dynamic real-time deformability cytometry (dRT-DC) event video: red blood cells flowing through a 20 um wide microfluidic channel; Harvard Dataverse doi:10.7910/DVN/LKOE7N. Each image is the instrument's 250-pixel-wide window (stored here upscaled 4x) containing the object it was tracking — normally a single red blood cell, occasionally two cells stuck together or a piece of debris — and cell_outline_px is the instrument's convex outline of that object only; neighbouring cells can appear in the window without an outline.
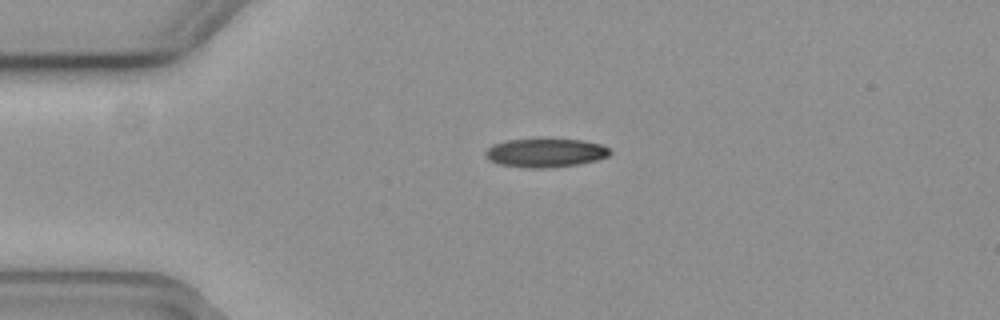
{"species": "common noctule bat (a hibernating species)", "species_latin": "Nyctalus noctula", "temperature_condition": "cold", "stored_images_in_passage": 37, "camera_frame_rate_fps": 3000, "um_per_image_px": 0.085, "animal": {"sex": "female", "body_mass_g": 19.3, "forearm_length_mm": 54.1}, "frame": {"image": 1, "passage_image": 1, "time_ms": 0.0, "image_size_px": [1000, 320], "cell_outline_px": [[612, 152], [608, 156], [596, 160], [580, 164], [552, 168], [524, 168], [496, 164], [488, 160], [484, 156], [484, 152], [492, 144], [508, 140], [580, 140], [600, 144], [608, 148]], "centroid_in_image_um": [46.31, 13.02], "position_along_channel_um": 38.7, "area_um2": 20.87}}
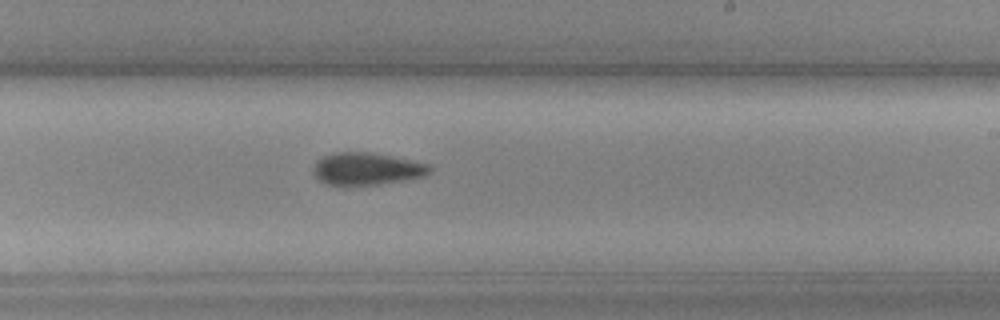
{"frame": {"image": 2, "passage_image": 21, "time_ms": 6.667, "image_size_px": [1000, 320], "cell_outline_px": [[432, 172], [424, 176], [408, 180], [380, 184], [344, 188], [328, 184], [320, 180], [312, 172], [312, 168], [316, 160], [324, 156], [336, 152], [368, 152], [432, 164]], "centroid_in_image_um": [31.17, 14.39], "position_along_channel_um": 257.8, "area_um2": 22.6}}
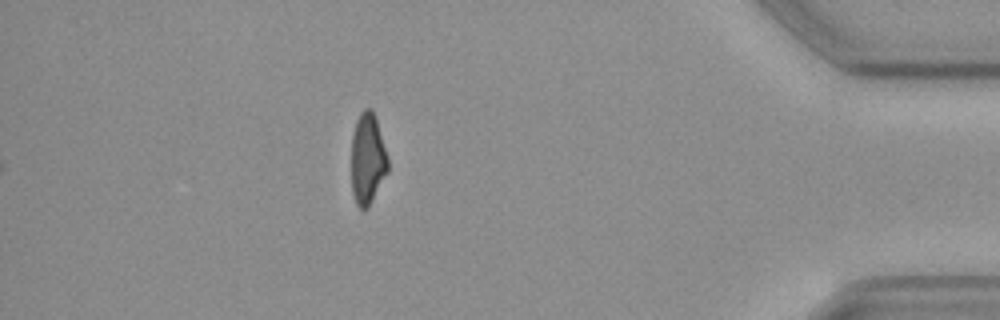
{"frame": {"image": 3, "passage_image": 37, "time_ms": 12.0, "image_size_px": [1000, 320], "cell_outline_px": [[388, 172], [368, 208], [360, 208], [356, 204], [352, 192], [352, 136], [356, 120], [360, 112], [364, 108], [372, 108], [376, 116], [388, 156]], "centroid_in_image_um": [31.26, 13.47], "position_along_channel_um": 403.9, "area_um2": 19.65}, "authors_computed_cell_mechanics": {"area_um2": 21.675, "velocity_mm_per_s": 3.6872, "shape_relaxation_time_tau1_ms": 3.9711, "shape_relaxation_time_tau2_ms": 7.3617, "deformation_change_tau1": 0.1536, "deformation_change_tau2": 0.1657}}